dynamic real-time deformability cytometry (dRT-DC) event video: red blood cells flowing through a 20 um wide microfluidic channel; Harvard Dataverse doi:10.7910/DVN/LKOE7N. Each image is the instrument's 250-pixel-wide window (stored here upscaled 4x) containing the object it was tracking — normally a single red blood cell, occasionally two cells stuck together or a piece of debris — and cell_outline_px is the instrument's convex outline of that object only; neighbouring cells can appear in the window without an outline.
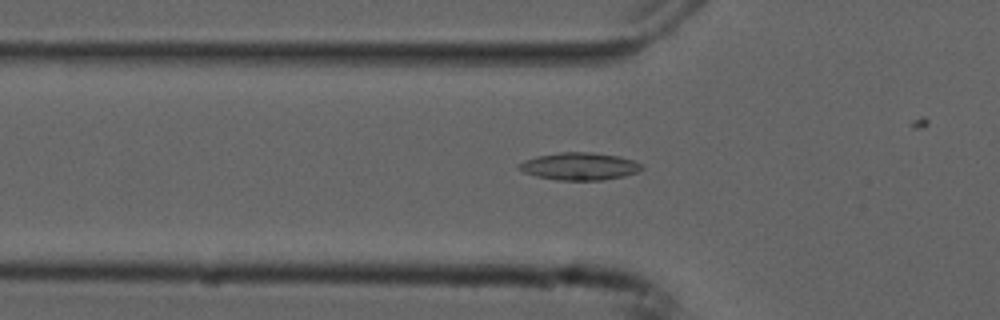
{"species": "common noctule bat (a hibernating species)", "species_latin": "Nyctalus noctula", "temperature_condition": "cold", "stored_images_in_passage": 27, "camera_frame_rate_fps": 3000, "um_per_image_px": 0.085, "animal": {"sex": "male", "forearm_length_mm": 52.5}, "frame": {"image": 1, "passage_image": 2, "time_ms": 0.333, "image_size_px": [1000, 320], "cell_outline_px": [[644, 168], [636, 172], [624, 176], [600, 180], [556, 180], [536, 176], [524, 172], [516, 168], [516, 164], [524, 160], [536, 156], [560, 152], [592, 152], [620, 156], [636, 160], [644, 164]], "centroid_in_image_um": [49.26, 14.12], "position_along_channel_um": 76.5, "area_um2": 19.94}}
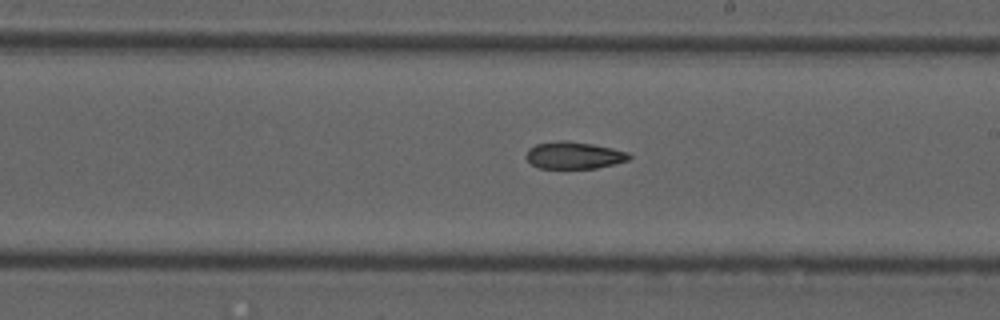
{"frame": {"image": 2, "passage_image": 15, "time_ms": 4.667, "image_size_px": [1000, 320], "cell_outline_px": [[632, 156], [628, 160], [596, 168], [540, 168], [532, 164], [524, 156], [528, 148], [536, 144], [560, 140], [568, 140], [592, 144], [612, 148], [628, 152]], "centroid_in_image_um": [48.76, 13.19], "position_along_channel_um": 240.2, "area_um2": 16.24}}
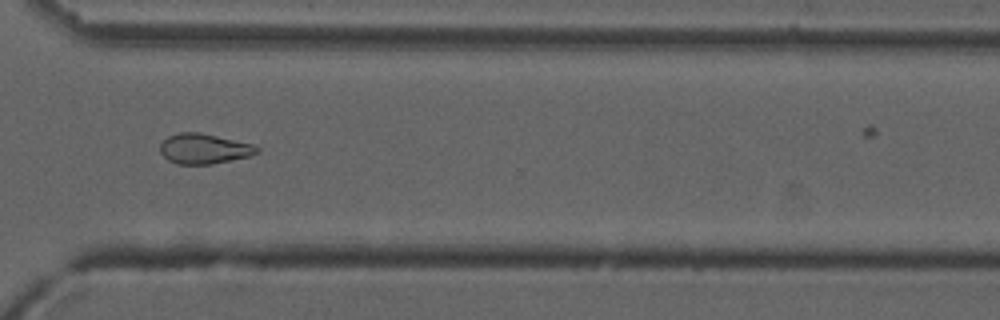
{"frame": {"image": 3, "passage_image": 24, "time_ms": 7.667, "image_size_px": [1000, 320], "cell_outline_px": [[260, 152], [248, 156], [212, 164], [176, 164], [168, 160], [160, 152], [160, 144], [168, 136], [180, 132], [200, 132], [252, 144], [260, 148]], "centroid_in_image_um": [17.33, 12.64], "position_along_channel_um": 353.3, "area_um2": 16.94}}